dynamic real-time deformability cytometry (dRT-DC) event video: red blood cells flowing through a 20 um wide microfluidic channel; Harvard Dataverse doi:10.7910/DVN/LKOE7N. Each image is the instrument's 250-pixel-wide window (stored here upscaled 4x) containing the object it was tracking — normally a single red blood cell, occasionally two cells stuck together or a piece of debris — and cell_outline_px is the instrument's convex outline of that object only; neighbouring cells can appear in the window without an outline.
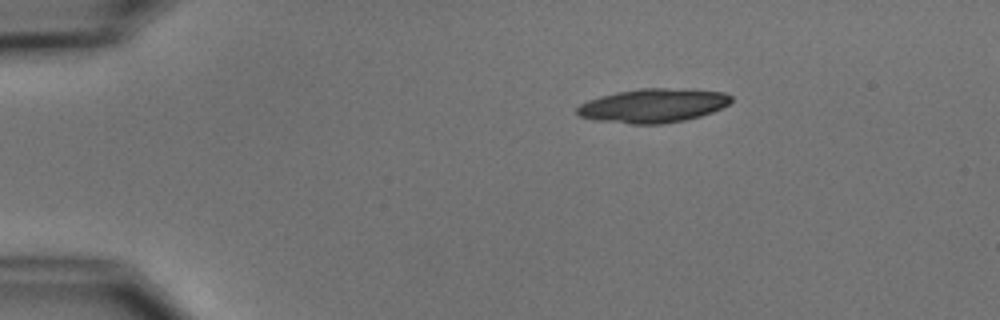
{"species": "common noctule bat (a hibernating species)", "species_latin": "Nyctalus noctula", "temperature_condition": "cold", "stored_images_in_passage": 3, "camera_frame_rate_fps": 3000, "um_per_image_px": 0.085, "animal": {"sex": "male", "body_mass_g": 15.6}, "frame": {"image": 1, "passage_image": 1, "time_ms": 0.0, "image_size_px": [1000, 320], "cell_outline_px": [[732, 100], [728, 104], [712, 112], [700, 116], [684, 120], [664, 124], [632, 124], [596, 120], [580, 116], [576, 112], [576, 108], [580, 104], [588, 100], [600, 96], [616, 92], [644, 88], [684, 88], [724, 92], [732, 96]], "centroid_in_image_um": [55.52, 8.97], "position_along_channel_um": 29.5, "area_um2": 30.52}}